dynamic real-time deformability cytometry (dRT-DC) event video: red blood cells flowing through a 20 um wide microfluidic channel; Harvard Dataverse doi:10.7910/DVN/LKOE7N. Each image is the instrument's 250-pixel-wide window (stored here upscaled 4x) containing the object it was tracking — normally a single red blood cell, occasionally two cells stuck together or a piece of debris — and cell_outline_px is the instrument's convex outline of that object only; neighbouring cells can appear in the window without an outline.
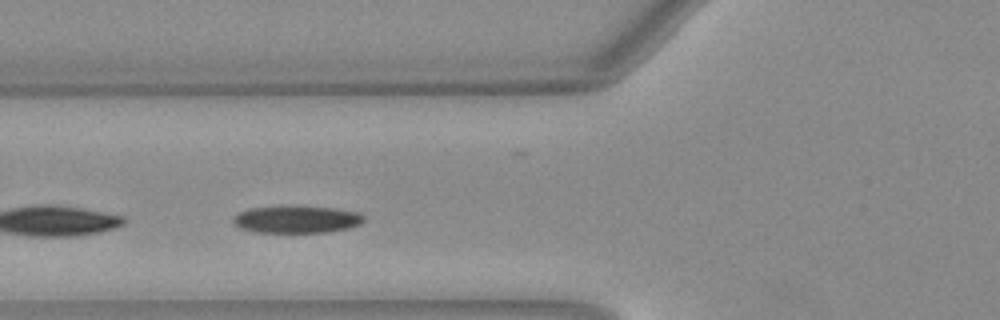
{"species": "Egyptian fruit bat (a non-hibernating species)", "species_latin": "Rousettus aegyptiacus", "temperature_condition": "warm", "stored_images_in_passage": 32, "camera_frame_rate_fps": 3000, "um_per_image_px": 0.085, "animal": {"sex": "female"}, "frame": {"image": 1, "passage_image": 10, "time_ms": 3.0, "image_size_px": [1000, 320], "cell_outline_px": [[364, 220], [360, 224], [352, 228], [328, 232], [256, 232], [240, 228], [232, 220], [240, 212], [252, 208], [284, 204], [292, 204], [336, 208], [360, 212], [364, 216]], "centroid_in_image_um": [25.28, 18.61], "position_along_channel_um": 100.5, "area_um2": 21.39}}
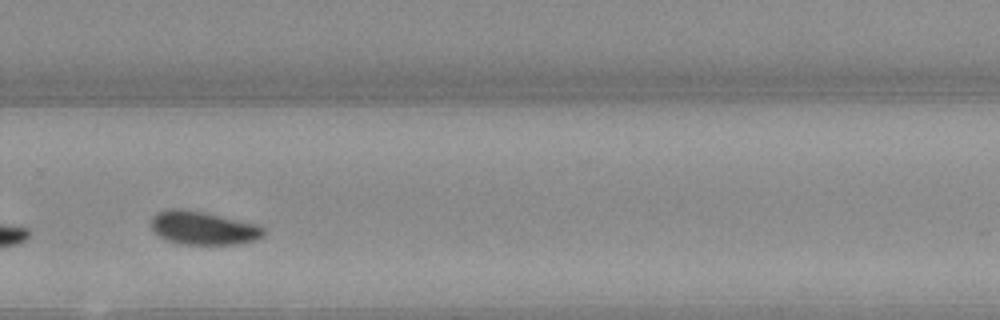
{"frame": {"image": 2, "passage_image": 26, "time_ms": 8.333, "image_size_px": [1000, 320], "cell_outline_px": [[264, 236], [256, 240], [240, 244], [180, 244], [168, 240], [160, 236], [152, 228], [152, 216], [156, 212], [172, 208], [176, 208], [204, 212], [260, 224], [264, 228]], "centroid_in_image_um": [17.32, 19.38], "position_along_channel_um": 312.5, "area_um2": 21.96}}
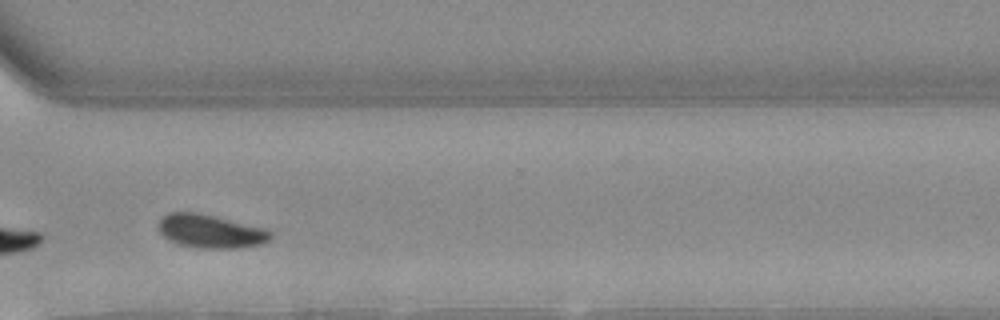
{"frame": {"image": 3, "passage_image": 29, "time_ms": 9.333, "image_size_px": [1000, 320], "cell_outline_px": [[272, 236], [268, 240], [260, 244], [240, 248], [196, 248], [180, 244], [168, 240], [160, 232], [160, 220], [168, 212], [192, 212], [212, 216], [268, 228], [272, 232]], "centroid_in_image_um": [17.93, 19.67], "position_along_channel_um": 352.7, "area_um2": 21.68}, "authors_computed_cell_mechanics": {"area_um2": 21.9929, "velocity_mm_per_s": 3.985, "shape_relaxation_time_tau1_ms": 3.5039, "shape_relaxation_time_tau2_ms": null, "deformation_change_tau1": 0.1046, "deformation_change_tau2": null}}